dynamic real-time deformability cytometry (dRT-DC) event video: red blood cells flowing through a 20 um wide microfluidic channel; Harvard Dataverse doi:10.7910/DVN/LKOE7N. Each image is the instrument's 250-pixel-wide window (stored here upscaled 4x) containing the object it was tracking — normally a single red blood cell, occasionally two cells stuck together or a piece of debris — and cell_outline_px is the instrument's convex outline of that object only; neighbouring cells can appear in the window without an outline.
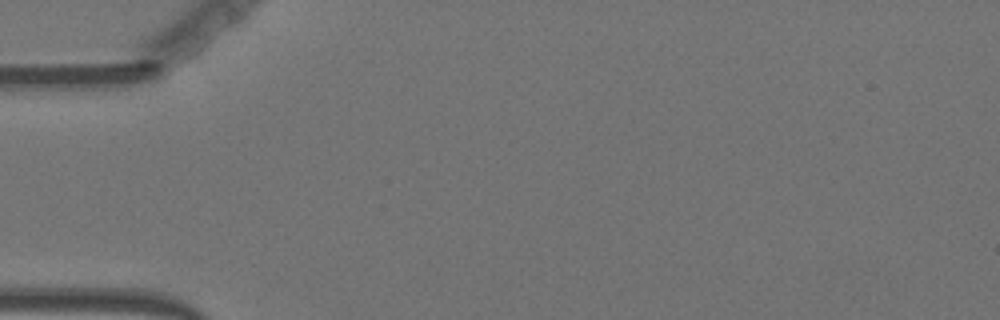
{"species": "Egyptian fruit bat (a non-hibernating species)", "species_latin": "Rousettus aegyptiacus", "temperature_condition": "warm", "stored_images_in_passage": 1, "camera_frame_rate_fps": 3000, "um_per_image_px": 0.085, "animal": {"sex": "female"}, "frame": {"image": 1, "passage_image": 1, "time_ms": 0.0, "image_size_px": [1000, 320], "cell_outline_px": [[260, 24], [256, 32], [244, 52], [208, 84], [184, 84], [188, 76], [232, 16], [236, 16], [260, 20]], "centroid_in_image_um": [19.06, 4.23], "position_along_channel_um": 65.9, "area_um2": 16.18}}